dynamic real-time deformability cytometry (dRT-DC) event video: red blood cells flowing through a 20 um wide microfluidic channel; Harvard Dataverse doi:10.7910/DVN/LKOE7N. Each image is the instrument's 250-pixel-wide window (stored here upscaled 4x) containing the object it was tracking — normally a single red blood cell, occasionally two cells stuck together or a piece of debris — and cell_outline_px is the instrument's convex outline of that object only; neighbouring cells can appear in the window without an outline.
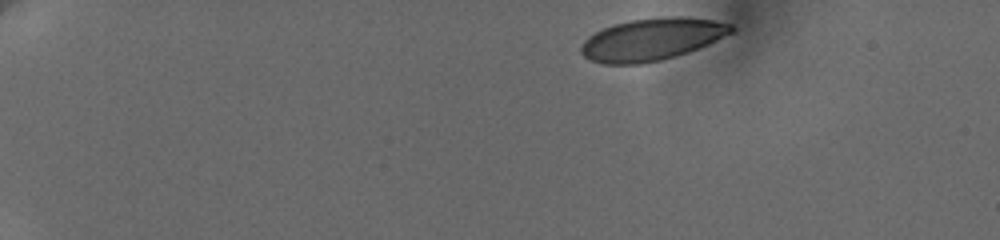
{"species": "human", "species_latin": "Homo sapiens", "temperature_condition": "cold", "stored_images_in_passage": 7, "camera_frame_rate_fps": 3000, "um_per_image_px": 0.085, "donor": {"sex": "female"}, "frame": {"image": 1, "passage_image": 1, "time_ms": 0.0, "image_size_px": [1000, 240], "cell_outline_px": [[736, 28], [732, 32], [688, 52], [660, 60], [640, 64], [604, 64], [592, 60], [584, 56], [580, 52], [580, 48], [584, 40], [588, 36], [612, 24], [632, 20], [668, 16], [688, 16], [712, 20], [732, 24]], "centroid_in_image_um": [55.38, 3.33], "position_along_channel_um": 29.6, "area_um2": 36.65}}
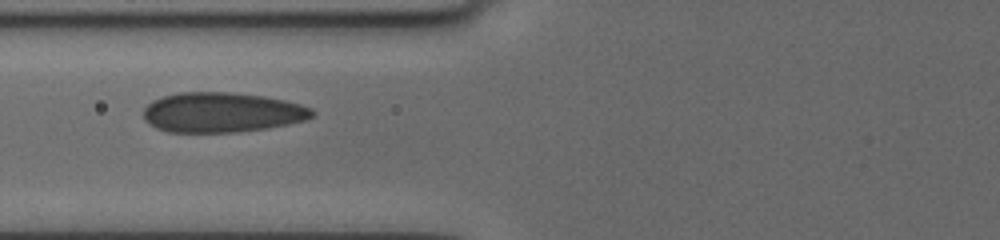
{"frame": {"image": 2, "passage_image": 5, "time_ms": 5.333, "image_size_px": [1000, 240], "cell_outline_px": [[316, 112], [308, 120], [288, 124], [264, 128], [236, 132], [168, 132], [156, 128], [148, 124], [144, 120], [144, 108], [152, 100], [164, 96], [180, 92], [232, 92], [264, 96], [284, 100], [300, 104], [312, 108]], "centroid_in_image_um": [18.86, 9.55], "position_along_channel_um": 106.9, "area_um2": 39.42}}
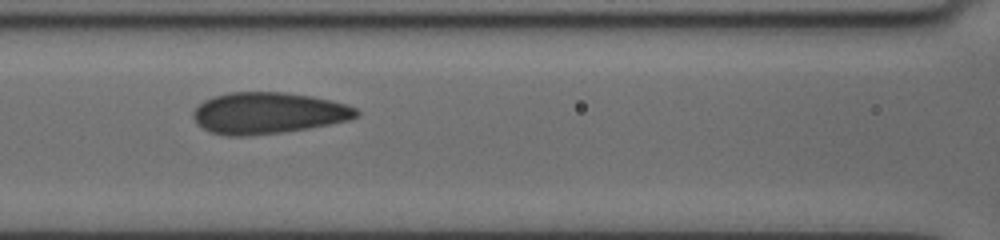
{"frame": {"image": 3, "passage_image": 6, "time_ms": 6.333, "image_size_px": [1000, 240], "cell_outline_px": [[360, 112], [356, 116], [348, 120], [308, 128], [280, 132], [248, 136], [228, 136], [212, 132], [196, 124], [192, 116], [192, 112], [204, 100], [212, 96], [228, 92], [280, 92], [312, 96], [344, 104], [356, 108]], "centroid_in_image_um": [22.74, 9.61], "position_along_channel_um": 143.9, "area_um2": 39.13}}